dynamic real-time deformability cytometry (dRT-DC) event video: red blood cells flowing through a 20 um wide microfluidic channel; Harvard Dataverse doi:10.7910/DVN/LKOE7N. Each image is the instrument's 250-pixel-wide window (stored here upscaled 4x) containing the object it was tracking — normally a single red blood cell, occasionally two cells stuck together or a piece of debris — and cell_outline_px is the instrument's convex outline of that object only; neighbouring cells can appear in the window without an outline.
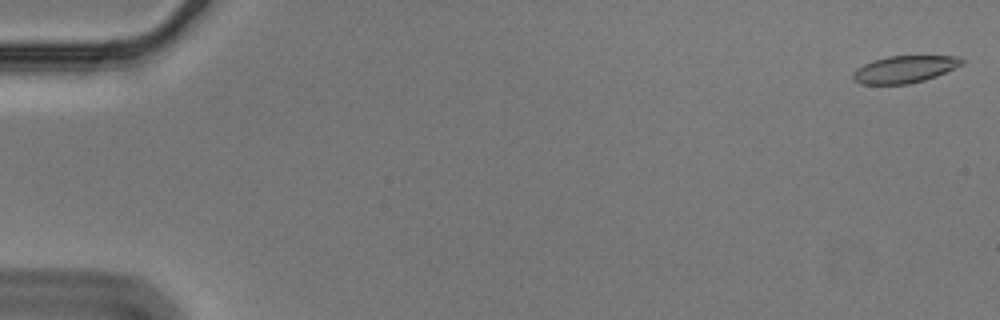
{"species": "Egyptian fruit bat (a non-hibernating species)", "species_latin": "Rousettus aegyptiacus", "temperature_condition": "cold", "stored_images_in_passage": 55, "camera_frame_rate_fps": 3000, "um_per_image_px": 0.085, "animal": {"sex": "male"}, "frame": {"image": 1, "passage_image": 1, "time_ms": 0.0, "image_size_px": [1000, 320], "cell_outline_px": [[964, 64], [936, 76], [924, 80], [908, 84], [860, 84], [852, 80], [852, 72], [856, 68], [872, 60], [888, 56], [960, 56], [964, 60]], "centroid_in_image_um": [76.86, 5.89], "position_along_channel_um": 8.1, "area_um2": 17.34}}
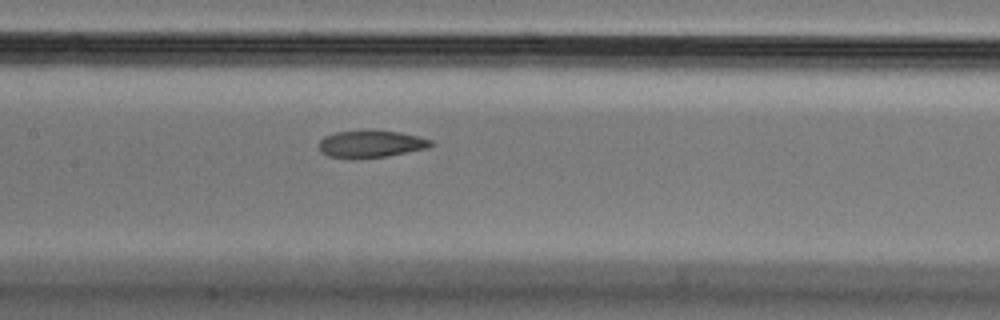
{"frame": {"image": 2, "passage_image": 28, "time_ms": 9.0, "image_size_px": [1000, 320], "cell_outline_px": [[436, 144], [428, 148], [388, 156], [356, 160], [352, 160], [328, 156], [320, 152], [320, 140], [324, 136], [336, 132], [400, 132], [432, 140]], "centroid_in_image_um": [31.53, 12.29], "position_along_channel_um": 175.9, "area_um2": 17.63}}
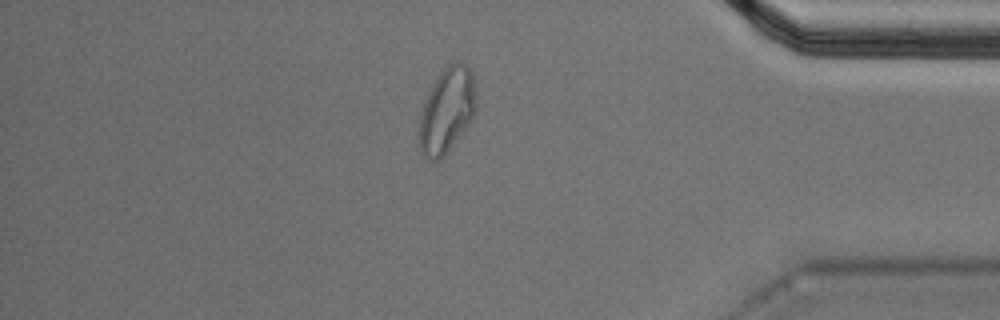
{"frame": {"image": 3, "passage_image": 49, "time_ms": 16.0, "image_size_px": [1000, 320], "cell_outline_px": [[476, 108], [472, 120], [444, 156], [440, 160], [428, 160], [424, 156], [420, 148], [420, 112], [424, 100], [432, 84], [440, 72], [448, 64], [456, 60], [460, 60], [472, 72], [476, 100]], "centroid_in_image_um": [37.98, 9.36], "position_along_channel_um": 397.2, "area_um2": 28.26}}